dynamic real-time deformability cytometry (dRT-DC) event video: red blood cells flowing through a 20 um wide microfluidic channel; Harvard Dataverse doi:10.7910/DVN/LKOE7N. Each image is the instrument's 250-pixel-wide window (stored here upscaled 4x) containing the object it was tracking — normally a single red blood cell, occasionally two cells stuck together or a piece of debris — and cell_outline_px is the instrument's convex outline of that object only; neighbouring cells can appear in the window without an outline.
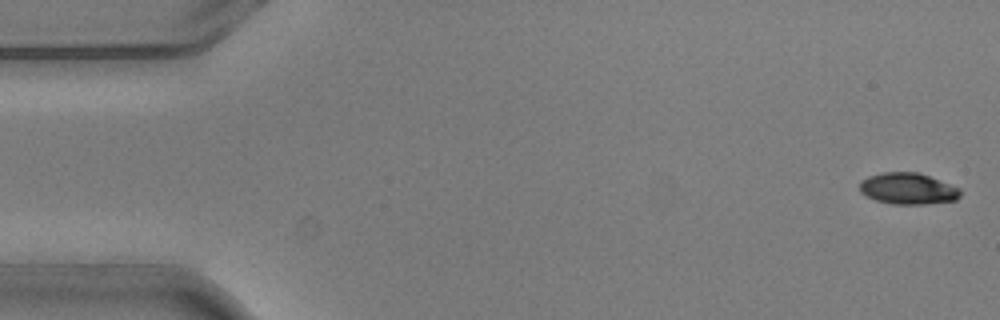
{"species": "common noctule bat (a hibernating species)", "species_latin": "Nyctalus noctula", "temperature_condition": "warm", "stored_images_in_passage": 4, "camera_frame_rate_fps": 3000, "um_per_image_px": 0.085, "animal": {"sex": "male", "body_mass_g": 20.5, "forearm_length_mm": 52.5}, "frame": {"image": 1, "passage_image": 1, "time_ms": 0.0, "image_size_px": [1000, 320], "cell_outline_px": [[960, 196], [956, 200], [924, 204], [892, 204], [876, 200], [860, 192], [860, 180], [868, 176], [884, 172], [920, 172], [960, 188]], "centroid_in_image_um": [77.17, 16.02], "position_along_channel_um": 7.8, "area_um2": 18.44}}
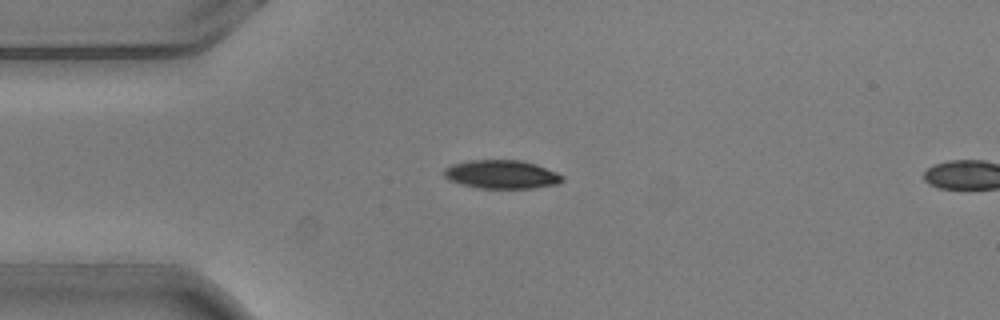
{"frame": {"image": 2, "passage_image": 3, "time_ms": 0.667, "image_size_px": [1000, 320], "cell_outline_px": [[564, 180], [556, 184], [532, 188], [480, 188], [460, 184], [448, 180], [444, 176], [444, 168], [452, 164], [468, 160], [520, 160], [536, 164], [556, 172], [564, 176]], "centroid_in_image_um": [42.61, 14.82], "position_along_channel_um": 42.4, "area_um2": 19.71}}